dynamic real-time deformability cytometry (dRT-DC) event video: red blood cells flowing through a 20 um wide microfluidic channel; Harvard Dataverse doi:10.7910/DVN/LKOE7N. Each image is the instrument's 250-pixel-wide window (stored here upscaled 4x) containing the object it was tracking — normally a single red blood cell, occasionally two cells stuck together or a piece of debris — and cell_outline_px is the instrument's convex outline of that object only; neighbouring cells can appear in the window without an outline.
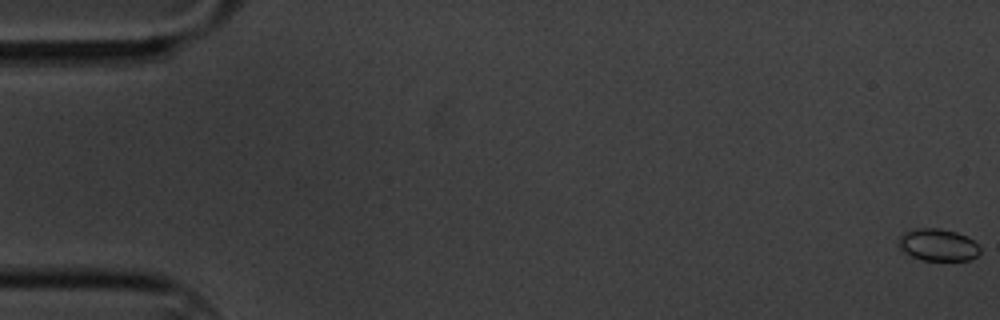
{"species": "common noctule bat (a hibernating species)", "species_latin": "Nyctalus noctula", "temperature_condition": "cold", "stored_images_in_passage": 60, "camera_frame_rate_fps": 3000, "um_per_image_px": 0.085, "animal": {"sex": "male", "body_mass_g": 20.1, "forearm_length_mm": 53.5}, "frame": {"image": 1, "passage_image": 1, "time_ms": 0.0, "image_size_px": [1000, 320], "cell_outline_px": [[980, 252], [976, 256], [968, 260], [924, 260], [900, 252], [896, 244], [900, 236], [904, 232], [916, 228], [940, 228], [956, 232], [972, 240], [980, 248]], "centroid_in_image_um": [79.65, 20.81], "position_along_channel_um": 5.4, "area_um2": 15.32}}
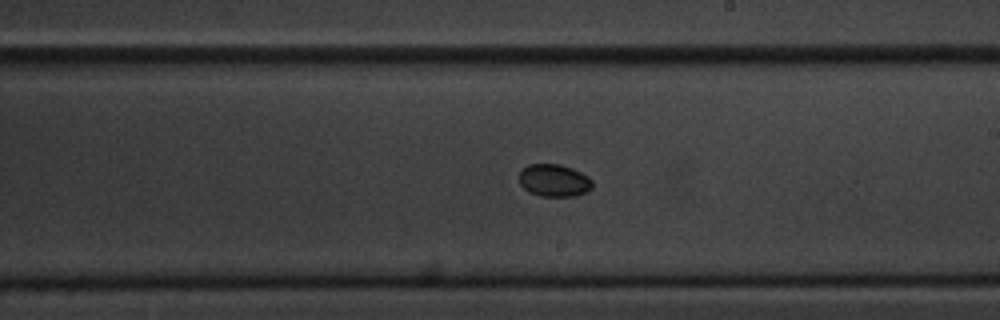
{"frame": {"image": 2, "passage_image": 35, "time_ms": 11.333, "image_size_px": [1000, 320], "cell_outline_px": [[592, 188], [576, 196], [540, 196], [528, 192], [520, 184], [520, 172], [528, 164], [560, 164], [572, 168], [588, 176], [592, 180]], "centroid_in_image_um": [47.1, 15.34], "position_along_channel_um": 241.9, "area_um2": 13.81}}
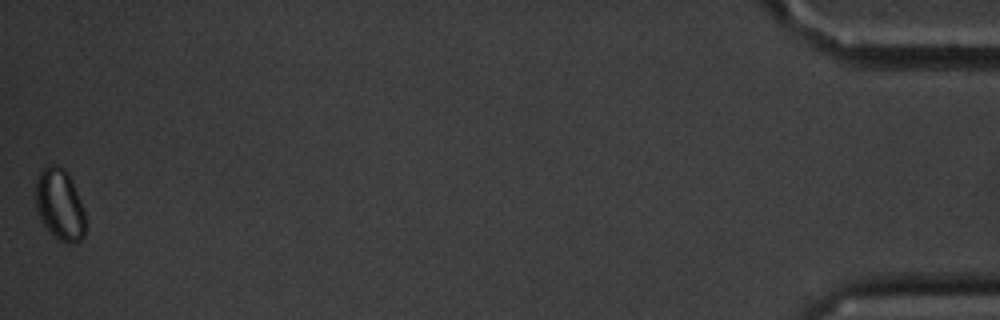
{"frame": {"image": 3, "passage_image": 60, "time_ms": 19.667, "image_size_px": [1000, 320], "cell_outline_px": [[84, 236], [76, 244], [68, 244], [60, 240], [44, 224], [36, 208], [36, 180], [40, 172], [48, 164], [56, 164], [64, 168], [68, 172], [72, 180], [84, 212]], "centroid_in_image_um": [5.08, 17.36], "position_along_channel_um": 430.1, "area_um2": 20.4}, "authors_computed_cell_mechanics": {"area_um2": 14.0454, "velocity_mm_per_s": 3.3885, "shape_relaxation_time_tau1_ms": 6.9375, "shape_relaxation_time_tau2_ms": null, "deformation_change_tau1": 0.0924, "deformation_change_tau2": null}}